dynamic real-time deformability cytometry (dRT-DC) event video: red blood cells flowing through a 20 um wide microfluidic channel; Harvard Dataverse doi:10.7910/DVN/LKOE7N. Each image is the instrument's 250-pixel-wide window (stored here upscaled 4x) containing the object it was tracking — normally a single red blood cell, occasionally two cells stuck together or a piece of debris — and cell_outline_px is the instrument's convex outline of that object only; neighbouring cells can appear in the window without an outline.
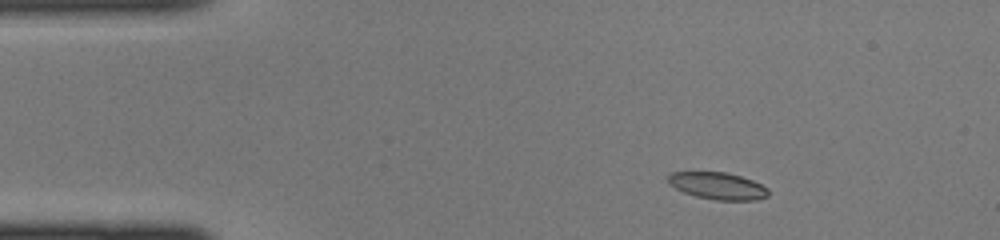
{"species": "common noctule bat (a hibernating species)", "species_latin": "Nyctalus noctula", "temperature_condition": "cold", "stored_images_in_passage": 39, "camera_frame_rate_fps": 3000, "um_per_image_px": 0.085, "animal": {"sex": "female", "body_mass_g": 22.0, "forearm_length_mm": 56.7}, "frame": {"image": 1, "passage_image": 1, "time_ms": 0.0, "image_size_px": [1000, 240], "cell_outline_px": [[768, 196], [756, 200], [716, 200], [696, 196], [684, 192], [668, 184], [668, 172], [728, 172], [752, 180], [768, 188]], "centroid_in_image_um": [60.99, 15.79], "position_along_channel_um": 24.0, "area_um2": 15.78}}
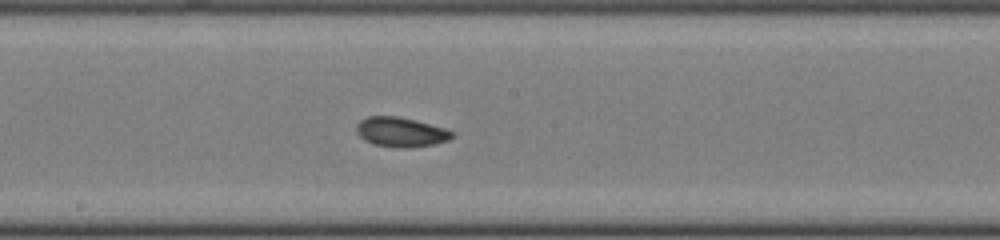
{"frame": {"image": 2, "passage_image": 18, "time_ms": 5.667, "image_size_px": [1000, 240], "cell_outline_px": [[456, 136], [448, 140], [432, 144], [412, 148], [400, 148], [372, 144], [364, 140], [356, 132], [356, 124], [360, 120], [368, 116], [396, 116], [416, 120], [444, 128], [456, 132]], "centroid_in_image_um": [34.08, 11.23], "position_along_channel_um": 214.1, "area_um2": 16.7}}
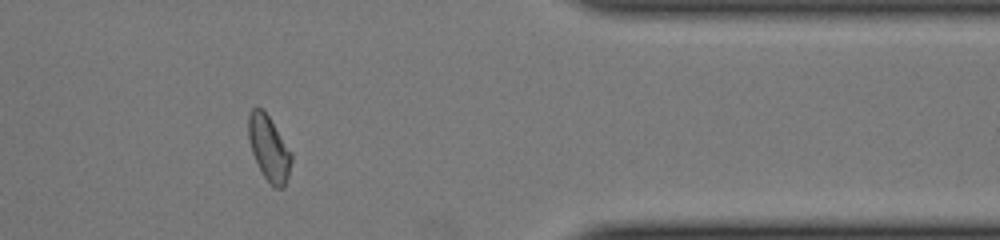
{"frame": {"image": 3, "passage_image": 31, "time_ms": 10.0, "image_size_px": [1000, 240], "cell_outline_px": [[292, 160], [288, 176], [284, 188], [276, 188], [264, 176], [252, 152], [248, 140], [248, 116], [252, 108], [256, 104], [264, 108], [292, 152]], "centroid_in_image_um": [22.86, 12.52], "position_along_channel_um": 388.5, "area_um2": 16.47}}